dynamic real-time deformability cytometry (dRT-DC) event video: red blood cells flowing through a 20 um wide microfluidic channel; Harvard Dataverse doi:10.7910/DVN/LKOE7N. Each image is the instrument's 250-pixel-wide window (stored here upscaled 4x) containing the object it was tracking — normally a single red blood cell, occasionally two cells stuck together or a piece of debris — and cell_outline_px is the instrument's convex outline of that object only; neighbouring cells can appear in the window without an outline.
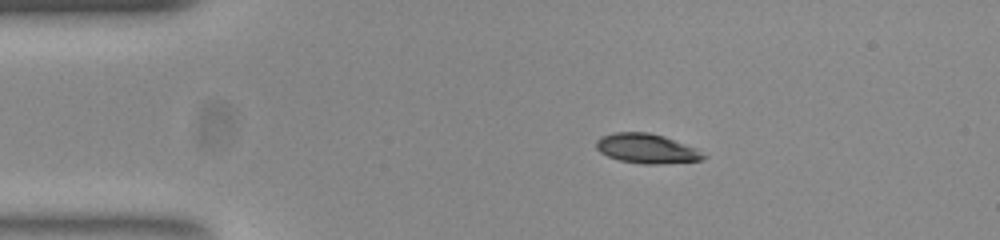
{"species": "common noctule bat (a hibernating species)", "species_latin": "Nyctalus noctula", "temperature_condition": "room temperature", "stored_images_in_passage": 45, "camera_frame_rate_fps": 3000, "um_per_image_px": 0.085, "animal": {"sex": "female", "body_mass_g": 23.0, "forearm_length_mm": 53.4}, "frame": {"image": 1, "passage_image": 1, "time_ms": 0.0, "image_size_px": [1000, 240], "cell_outline_px": [[708, 156], [700, 160], [660, 164], [644, 164], [620, 160], [608, 156], [600, 152], [596, 148], [596, 140], [600, 136], [616, 132], [648, 132], [664, 136], [692, 148]], "centroid_in_image_um": [54.9, 12.62], "position_along_channel_um": 30.1, "area_um2": 18.15}}
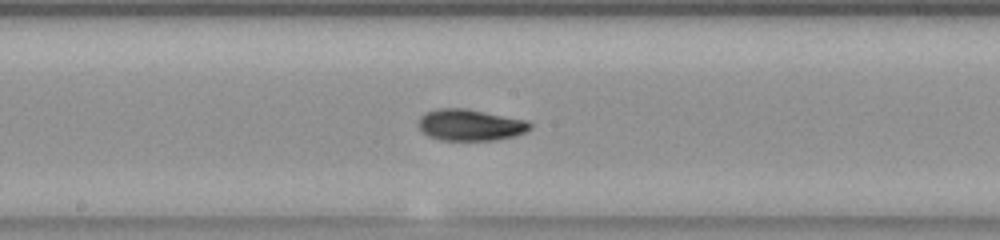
{"frame": {"image": 2, "passage_image": 19, "time_ms": 6.0, "image_size_px": [1000, 240], "cell_outline_px": [[532, 128], [516, 136], [492, 140], [440, 140], [428, 136], [420, 128], [420, 116], [424, 112], [436, 108], [468, 108], [528, 120], [532, 124]], "centroid_in_image_um": [40.0, 10.61], "position_along_channel_um": 208.2, "area_um2": 20.63}}
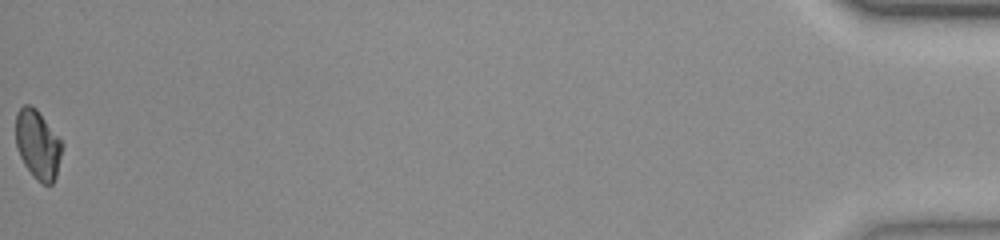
{"frame": {"image": 3, "passage_image": 45, "time_ms": 14.667, "image_size_px": [1000, 240], "cell_outline_px": [[64, 144], [56, 176], [52, 184], [40, 184], [36, 180], [24, 164], [20, 156], [16, 144], [16, 112], [24, 104], [28, 104], [36, 108]], "centroid_in_image_um": [3.22, 12.3], "position_along_channel_um": 432.0, "area_um2": 18.67}, "authors_computed_cell_mechanics": {"area_um2": 19.5942, "velocity_mm_per_s": 3.8006, "shape_relaxation_time_tau1_ms": 4.3783, "shape_relaxation_time_tau2_ms": 1.6159, "deformation_change_tau1": 0.1747, "deformation_change_tau2": 0.0621}}